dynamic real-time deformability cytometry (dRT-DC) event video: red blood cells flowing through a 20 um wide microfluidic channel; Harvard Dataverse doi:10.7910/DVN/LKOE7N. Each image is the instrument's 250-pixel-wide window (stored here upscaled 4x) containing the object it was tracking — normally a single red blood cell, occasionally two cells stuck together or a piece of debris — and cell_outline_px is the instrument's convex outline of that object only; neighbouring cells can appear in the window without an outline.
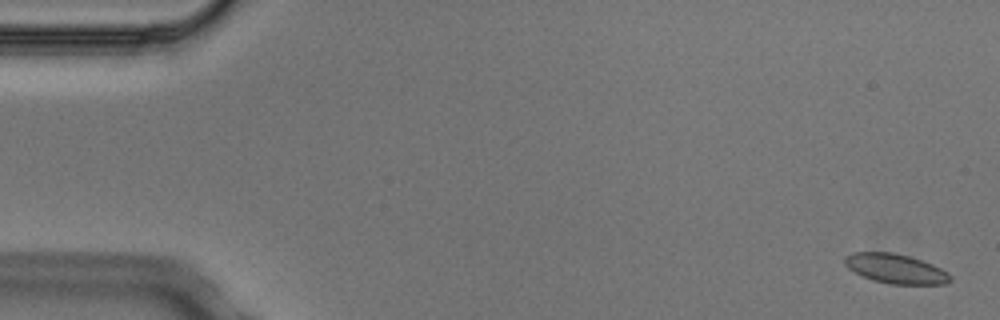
{"species": "Egyptian fruit bat (a non-hibernating species)", "species_latin": "Rousettus aegyptiacus", "temperature_condition": "cold", "stored_images_in_passage": 5, "camera_frame_rate_fps": 3000, "um_per_image_px": 0.085, "animal": {"sex": "male"}, "frame": {"image": 1, "passage_image": 1, "time_ms": 0.0, "image_size_px": [1000, 320], "cell_outline_px": [[952, 280], [944, 284], [888, 284], [872, 280], [848, 268], [844, 264], [844, 256], [852, 252], [892, 252], [908, 256], [932, 264], [948, 272], [952, 276]], "centroid_in_image_um": [76.12, 22.84], "position_along_channel_um": 8.9, "area_um2": 18.15}}
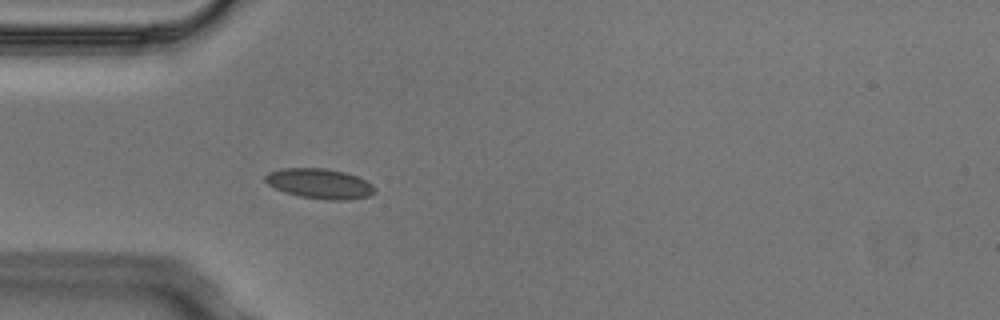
{"frame": {"image": 2, "passage_image": 5, "time_ms": 1.333, "image_size_px": [1000, 320], "cell_outline_px": [[376, 192], [368, 196], [352, 200], [328, 200], [300, 196], [284, 192], [268, 184], [264, 180], [264, 176], [268, 172], [280, 168], [324, 168], [344, 172], [356, 176], [372, 184], [376, 188]], "centroid_in_image_um": [27.17, 15.61], "position_along_channel_um": 57.8, "area_um2": 19.25}}